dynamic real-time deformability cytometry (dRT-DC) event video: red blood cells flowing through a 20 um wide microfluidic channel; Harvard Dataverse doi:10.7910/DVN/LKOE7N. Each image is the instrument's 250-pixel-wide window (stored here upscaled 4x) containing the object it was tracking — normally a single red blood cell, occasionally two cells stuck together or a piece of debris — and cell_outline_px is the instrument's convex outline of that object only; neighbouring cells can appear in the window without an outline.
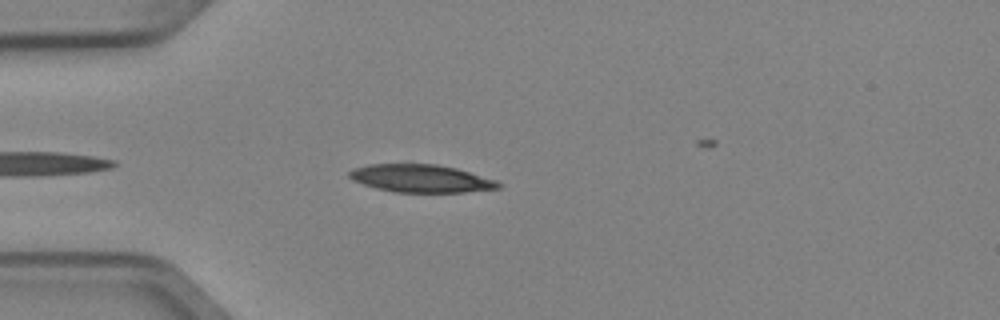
{"species": "Egyptian fruit bat (a non-hibernating species)", "species_latin": "Rousettus aegyptiacus", "temperature_condition": "cold", "stored_images_in_passage": 5, "camera_frame_rate_fps": 3000, "um_per_image_px": 0.085, "animal": {"sex": "female"}, "frame": {"image": 1, "passage_image": 3, "time_ms": 0.667, "image_size_px": [1000, 320], "cell_outline_px": [[504, 184], [500, 188], [464, 192], [396, 192], [376, 188], [352, 180], [348, 176], [348, 172], [356, 168], [368, 164], [436, 164], [456, 168], [496, 180]], "centroid_in_image_um": [35.8, 15.17], "position_along_channel_um": 49.2, "area_um2": 24.04}}